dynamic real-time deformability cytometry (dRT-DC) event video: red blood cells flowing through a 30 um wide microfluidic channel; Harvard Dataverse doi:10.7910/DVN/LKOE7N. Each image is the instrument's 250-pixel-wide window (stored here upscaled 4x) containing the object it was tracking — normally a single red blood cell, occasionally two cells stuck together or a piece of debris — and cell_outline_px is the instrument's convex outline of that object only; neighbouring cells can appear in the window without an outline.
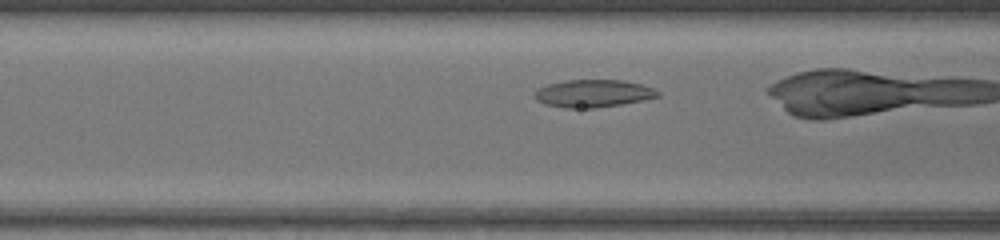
{"species": "common noctule bat (a hibernating species)", "species_latin": "Nyctalus noctula", "temperature_condition": "warm", "stored_images_in_passage": 8, "camera_frame_rate_fps": 3000, "um_per_image_px": 0.085, "animal": {"sex": "female", "body_mass_g": 17.0, "forearm_length_mm": 48.0}, "frame": {"image": 1, "passage_image": 6, "time_ms": 1.667, "image_size_px": [1000, 240], "cell_outline_px": [[660, 96], [644, 100], [596, 108], [564, 108], [544, 104], [536, 100], [532, 96], [536, 88], [548, 84], [564, 80], [624, 80], [640, 84], [652, 88], [660, 92]], "centroid_in_image_um": [50.37, 7.94], "position_along_channel_um": 116.2, "area_um2": 20.0}}